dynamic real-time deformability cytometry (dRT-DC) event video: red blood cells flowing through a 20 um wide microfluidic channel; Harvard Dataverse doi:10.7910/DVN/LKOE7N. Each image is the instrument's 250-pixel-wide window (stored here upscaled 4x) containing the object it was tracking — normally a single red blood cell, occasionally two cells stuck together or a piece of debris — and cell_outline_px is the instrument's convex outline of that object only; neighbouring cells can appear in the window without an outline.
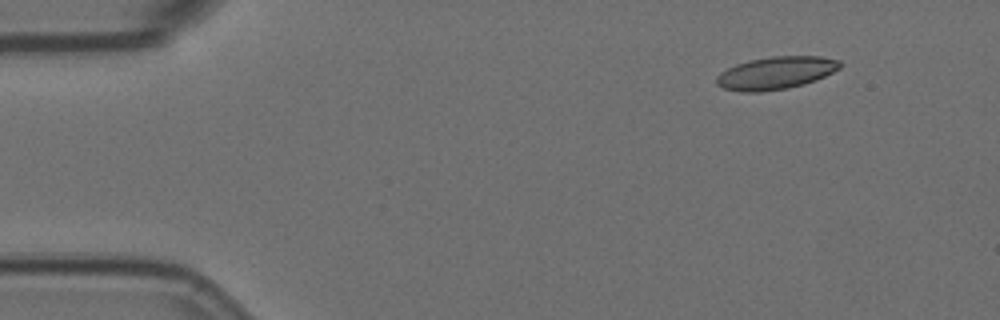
{"species": "Egyptian fruit bat (a non-hibernating species)", "species_latin": "Rousettus aegyptiacus", "temperature_condition": "room temperature", "stored_images_in_passage": 3, "camera_frame_rate_fps": 3000, "um_per_image_px": 0.085, "animal": {"sex": "female"}, "frame": {"image": 1, "passage_image": 1, "time_ms": 0.0, "image_size_px": [1000, 320], "cell_outline_px": [[840, 68], [816, 80], [804, 84], [788, 88], [760, 92], [740, 92], [724, 88], [716, 84], [716, 76], [720, 72], [736, 64], [748, 60], [772, 56], [820, 56], [840, 60]], "centroid_in_image_um": [65.92, 6.2], "position_along_channel_um": 19.1, "area_um2": 23.52}}